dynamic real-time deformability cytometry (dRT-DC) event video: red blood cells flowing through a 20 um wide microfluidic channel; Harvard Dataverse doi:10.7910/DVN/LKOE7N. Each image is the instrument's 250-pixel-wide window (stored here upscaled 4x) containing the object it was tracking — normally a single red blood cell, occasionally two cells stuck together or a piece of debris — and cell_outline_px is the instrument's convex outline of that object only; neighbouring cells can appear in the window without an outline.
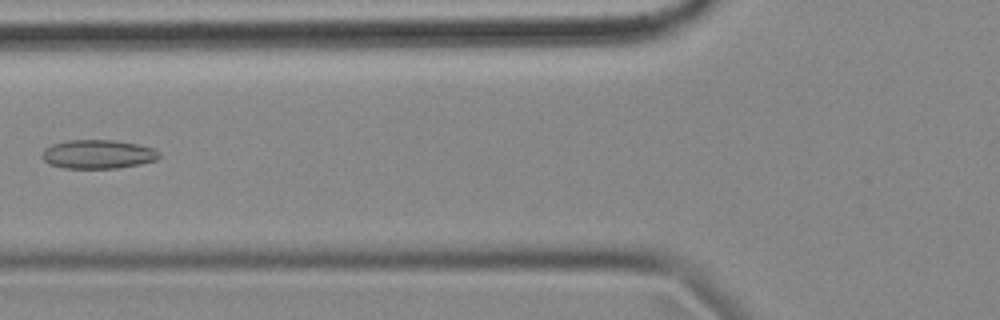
{"species": "common noctule bat (a hibernating species)", "species_latin": "Nyctalus noctula", "temperature_condition": "cold", "stored_images_in_passage": 6, "camera_frame_rate_fps": 3000, "um_per_image_px": 0.085, "animal": {"sex": "female", "body_mass_g": 18.4}, "frame": {"image": 1, "passage_image": 6, "time_ms": 1.667, "image_size_px": [1000, 320], "cell_outline_px": [[160, 156], [156, 160], [140, 164], [116, 168], [64, 168], [48, 164], [40, 156], [44, 148], [52, 144], [68, 140], [116, 140], [136, 144], [152, 148], [160, 152]], "centroid_in_image_um": [8.29, 13.11], "position_along_channel_um": 117.5, "area_um2": 19.77}}